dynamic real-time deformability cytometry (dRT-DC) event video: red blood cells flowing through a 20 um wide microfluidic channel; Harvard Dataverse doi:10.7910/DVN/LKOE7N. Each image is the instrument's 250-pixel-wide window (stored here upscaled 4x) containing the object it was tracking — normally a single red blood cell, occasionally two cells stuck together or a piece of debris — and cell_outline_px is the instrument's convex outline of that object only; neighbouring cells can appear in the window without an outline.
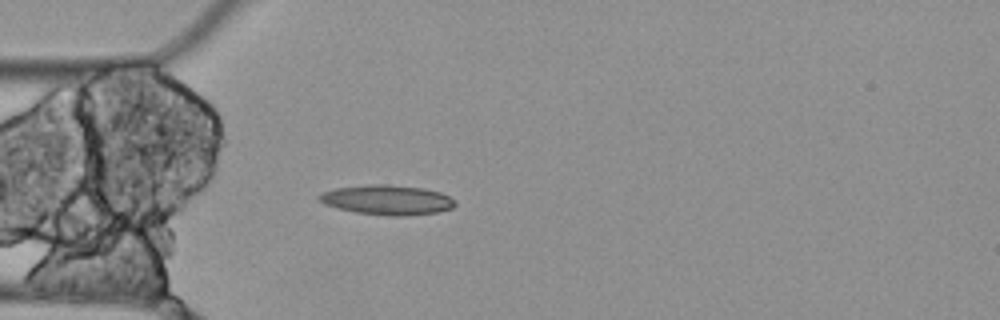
{"species": "Egyptian fruit bat (a non-hibernating species)", "species_latin": "Rousettus aegyptiacus", "temperature_condition": "cold", "stored_images_in_passage": 3, "camera_frame_rate_fps": 3000, "um_per_image_px": 0.085, "animal": {"sex": "female"}, "frame": {"image": 1, "passage_image": 3, "time_ms": 0.667, "image_size_px": [1000, 320], "cell_outline_px": [[456, 204], [452, 208], [436, 212], [404, 216], [388, 216], [356, 212], [336, 208], [324, 204], [316, 200], [316, 196], [320, 192], [336, 188], [368, 184], [384, 184], [424, 188], [440, 192], [456, 200]], "centroid_in_image_um": [32.86, 16.99], "position_along_channel_um": 52.1, "area_um2": 23.81}}